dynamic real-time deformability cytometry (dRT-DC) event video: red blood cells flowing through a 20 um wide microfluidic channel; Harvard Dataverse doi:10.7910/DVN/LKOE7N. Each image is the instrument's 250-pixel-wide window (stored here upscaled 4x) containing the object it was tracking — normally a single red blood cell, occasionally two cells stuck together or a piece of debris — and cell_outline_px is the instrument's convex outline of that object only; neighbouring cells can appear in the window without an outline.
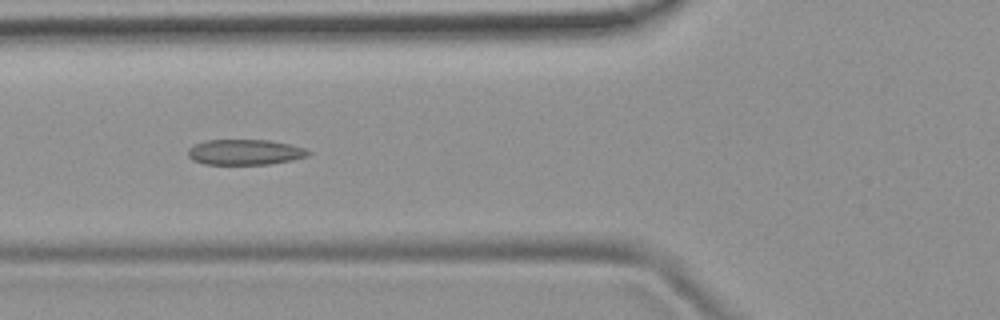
{"species": "common noctule bat (a hibernating species)", "species_latin": "Nyctalus noctula", "temperature_condition": "room temperature", "stored_images_in_passage": 7, "camera_frame_rate_fps": 3000, "um_per_image_px": 0.085, "animal": {"sex": "female", "body_mass_g": 19.9}, "frame": {"image": 1, "passage_image": 5, "time_ms": 5.667, "image_size_px": [1000, 320], "cell_outline_px": [[312, 152], [308, 156], [292, 160], [268, 164], [204, 164], [192, 160], [188, 156], [188, 148], [192, 144], [204, 140], [268, 140], [288, 144], [304, 148]], "centroid_in_image_um": [20.78, 12.93], "position_along_channel_um": 105.0, "area_um2": 17.92}}
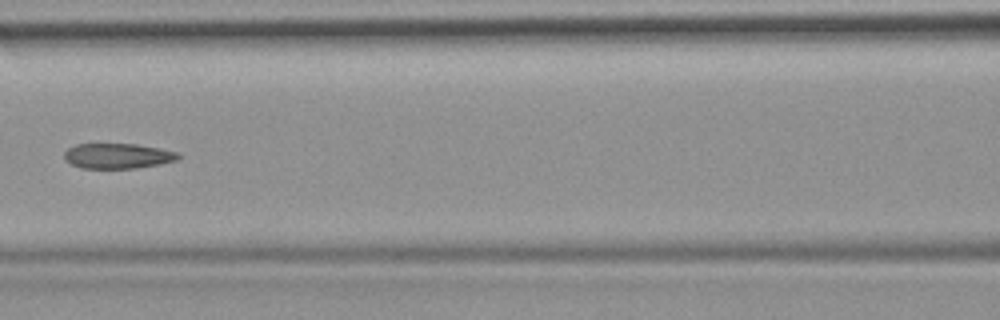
{"frame": {"image": 2, "passage_image": 6, "time_ms": 7.0, "image_size_px": [1000, 320], "cell_outline_px": [[180, 156], [176, 160], [160, 164], [136, 168], [80, 168], [64, 160], [64, 152], [68, 148], [76, 144], [136, 144], [160, 148], [180, 152]], "centroid_in_image_um": [10.01, 13.25], "position_along_channel_um": 156.6, "area_um2": 16.82}}
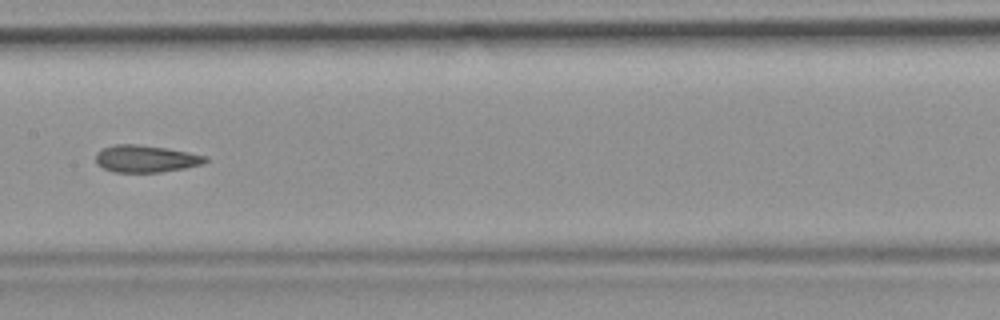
{"frame": {"image": 3, "passage_image": 7, "time_ms": 8.0, "image_size_px": [1000, 320], "cell_outline_px": [[208, 160], [200, 164], [184, 168], [160, 172], [112, 172], [96, 164], [96, 152], [112, 144], [136, 144], [164, 148], [188, 152], [208, 156]], "centroid_in_image_um": [12.35, 13.49], "position_along_channel_um": 195.0, "area_um2": 17.22}}